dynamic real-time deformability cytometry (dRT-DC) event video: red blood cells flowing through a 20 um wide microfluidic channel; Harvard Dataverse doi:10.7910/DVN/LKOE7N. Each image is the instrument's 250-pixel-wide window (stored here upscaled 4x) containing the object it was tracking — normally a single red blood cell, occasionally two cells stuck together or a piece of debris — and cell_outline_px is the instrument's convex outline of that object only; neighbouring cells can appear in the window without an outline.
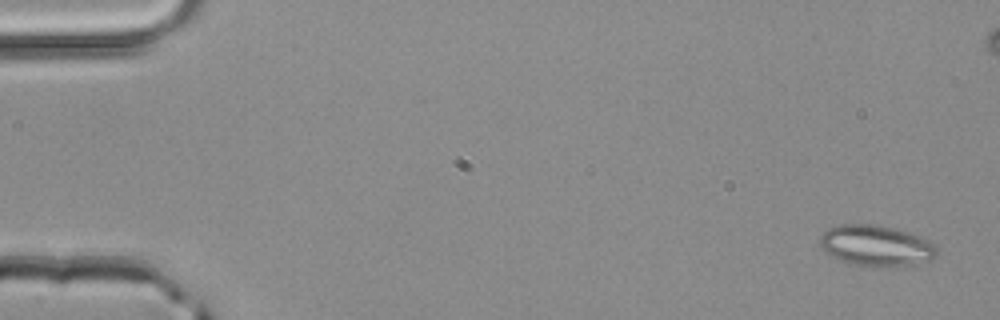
{"species": "common noctule bat (a hibernating species)", "species_latin": "Nyctalus noctula", "temperature_condition": "room temperature", "stored_images_in_passage": 5, "camera_frame_rate_fps": 3000, "um_per_image_px": 0.085, "animal": {"sex": "male", "body_mass_g": 20.4}, "frame": {"image": 1, "passage_image": 1, "time_ms": 0.0, "image_size_px": [1000, 320], "cell_outline_px": [[936, 256], [928, 260], [912, 264], [876, 268], [856, 264], [832, 256], [824, 252], [820, 244], [820, 236], [828, 228], [840, 224], [872, 224], [896, 228], [920, 236], [936, 244]], "centroid_in_image_um": [74.47, 20.87], "position_along_channel_um": 10.5, "area_um2": 27.8}}
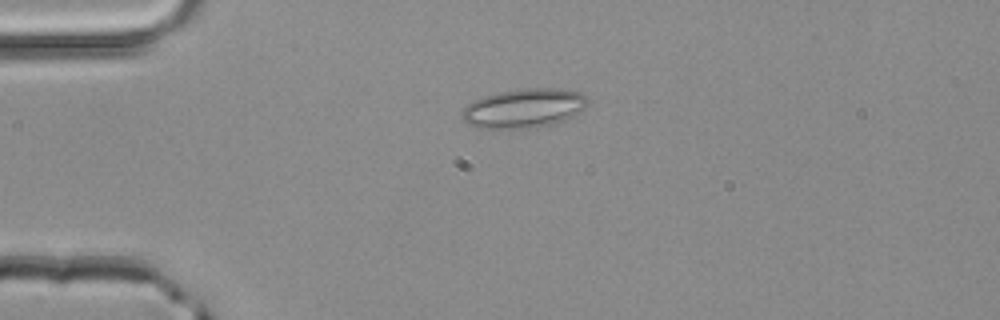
{"frame": {"image": 2, "passage_image": 5, "time_ms": 1.333, "image_size_px": [1000, 320], "cell_outline_px": [[588, 104], [584, 108], [568, 120], [552, 124], [524, 128], [476, 128], [468, 124], [460, 116], [460, 112], [472, 100], [484, 96], [500, 92], [520, 88], [560, 88], [580, 92], [588, 96]], "centroid_in_image_um": [44.54, 9.19], "position_along_channel_um": 40.5, "area_um2": 29.02}}